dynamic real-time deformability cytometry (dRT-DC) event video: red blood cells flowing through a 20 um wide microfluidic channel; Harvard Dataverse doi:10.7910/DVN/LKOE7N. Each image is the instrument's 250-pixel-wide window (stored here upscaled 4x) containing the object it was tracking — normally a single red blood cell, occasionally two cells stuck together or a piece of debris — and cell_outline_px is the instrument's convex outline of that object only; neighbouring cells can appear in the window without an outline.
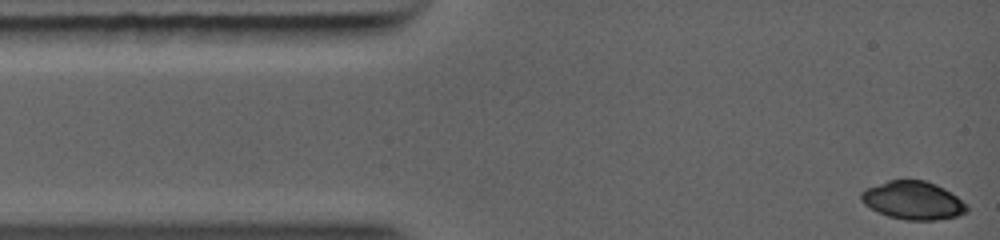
{"species": "common noctule bat (a hibernating species)", "species_latin": "Nyctalus noctula", "temperature_condition": "warm", "stored_images_in_passage": 19, "camera_frame_rate_fps": 5000, "um_per_image_px": 0.085, "animal": {"sex": "female", "body_mass_g": 19.0, "forearm_length_mm": 56.7}, "frame": {"image": 1, "passage_image": 1, "time_ms": 0.0, "image_size_px": [1000, 240], "cell_outline_px": [[964, 208], [960, 212], [952, 216], [932, 220], [912, 220], [892, 216], [880, 212], [872, 208], [864, 200], [864, 192], [868, 188], [888, 180], [924, 180], [956, 196], [964, 204]], "centroid_in_image_um": [77.58, 17.01], "position_along_channel_um": 7.4, "area_um2": 21.79}}